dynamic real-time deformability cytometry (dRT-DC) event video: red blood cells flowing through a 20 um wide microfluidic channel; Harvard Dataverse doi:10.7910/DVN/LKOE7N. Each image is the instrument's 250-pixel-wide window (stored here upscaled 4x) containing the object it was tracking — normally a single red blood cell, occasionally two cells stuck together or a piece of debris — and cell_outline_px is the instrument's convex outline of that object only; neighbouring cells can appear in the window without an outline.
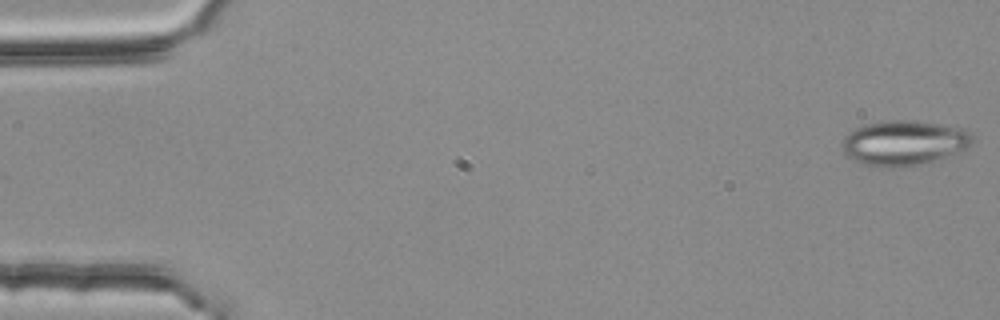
{"species": "common noctule bat (a hibernating species)", "species_latin": "Nyctalus noctula", "temperature_condition": "room temperature", "stored_images_in_passage": 4, "camera_frame_rate_fps": 3000, "um_per_image_px": 0.085, "animal": {"sex": "female", "body_mass_g": 25.1}, "frame": {"image": 1, "passage_image": 4, "time_ms": 1.0, "image_size_px": [1000, 320], "cell_outline_px": [[976, 140], [972, 144], [964, 148], [932, 160], [916, 164], [864, 164], [848, 156], [840, 148], [844, 136], [856, 128], [868, 124], [884, 120], [912, 120], [940, 124], [960, 128], [972, 132]], "centroid_in_image_um": [76.84, 12.07], "position_along_channel_um": 8.2, "area_um2": 32.83}}